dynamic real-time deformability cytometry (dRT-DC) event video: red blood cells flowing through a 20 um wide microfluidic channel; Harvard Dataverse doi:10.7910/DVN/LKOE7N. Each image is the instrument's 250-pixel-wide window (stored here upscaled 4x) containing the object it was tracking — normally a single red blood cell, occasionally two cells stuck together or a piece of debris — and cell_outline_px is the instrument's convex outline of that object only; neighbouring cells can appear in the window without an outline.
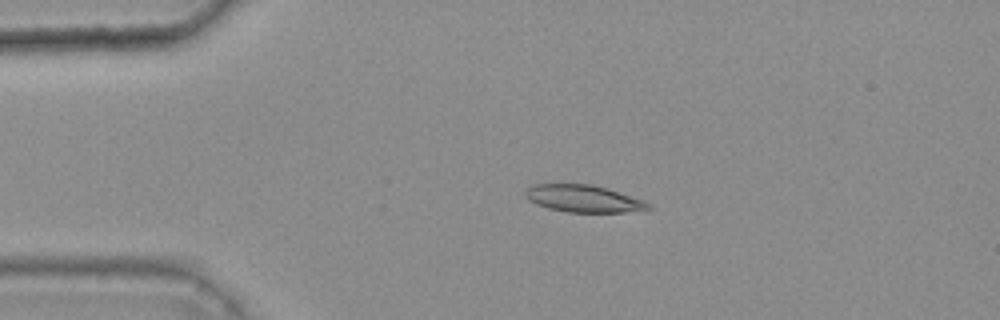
{"species": "common noctule bat (a hibernating species)", "species_latin": "Nyctalus noctula", "temperature_condition": "warm", "stored_images_in_passage": 46, "camera_frame_rate_fps": 3000, "um_per_image_px": 0.085, "animal": {"sex": "female", "body_mass_g": 25.1}, "frame": {"image": 1, "passage_image": 12, "time_ms": 3.667, "image_size_px": [1000, 320], "cell_outline_px": [[652, 208], [624, 212], [568, 212], [548, 208], [536, 204], [528, 200], [524, 196], [524, 192], [532, 184], [592, 184], [608, 188], [644, 200]], "centroid_in_image_um": [49.55, 16.87], "position_along_channel_um": 35.4, "area_um2": 19.48}}
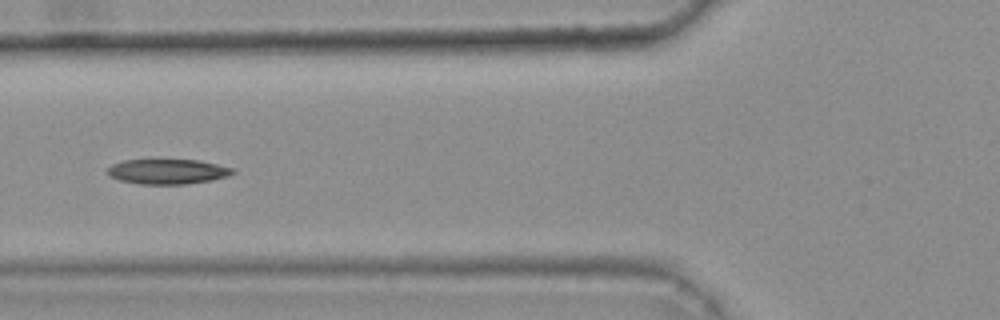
{"frame": {"image": 2, "passage_image": 21, "time_ms": 6.667, "image_size_px": [1000, 320], "cell_outline_px": [[236, 172], [228, 176], [212, 180], [184, 184], [140, 184], [120, 180], [108, 176], [108, 168], [112, 164], [124, 160], [200, 160], [236, 168]], "centroid_in_image_um": [14.29, 14.58], "position_along_channel_um": 111.5, "area_um2": 18.32}}
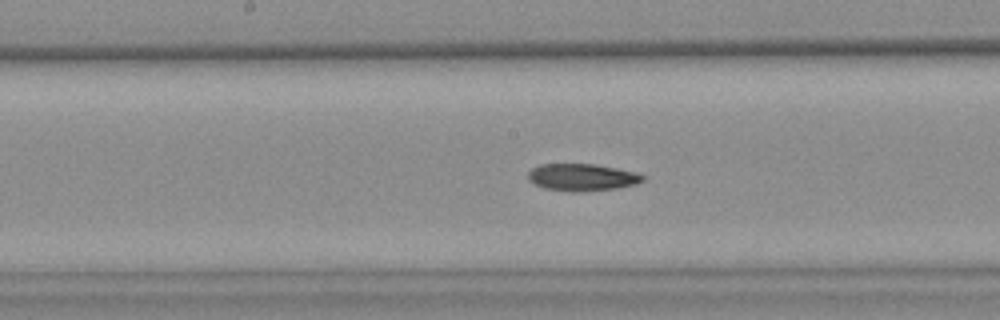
{"frame": {"image": 3, "passage_image": 28, "time_ms": 9.0, "image_size_px": [1000, 320], "cell_outline_px": [[644, 180], [636, 184], [616, 188], [580, 192], [576, 192], [544, 188], [528, 180], [528, 172], [532, 168], [540, 164], [596, 164], [636, 172], [644, 176]], "centroid_in_image_um": [49.47, 15.06], "position_along_channel_um": 198.7, "area_um2": 18.09}}